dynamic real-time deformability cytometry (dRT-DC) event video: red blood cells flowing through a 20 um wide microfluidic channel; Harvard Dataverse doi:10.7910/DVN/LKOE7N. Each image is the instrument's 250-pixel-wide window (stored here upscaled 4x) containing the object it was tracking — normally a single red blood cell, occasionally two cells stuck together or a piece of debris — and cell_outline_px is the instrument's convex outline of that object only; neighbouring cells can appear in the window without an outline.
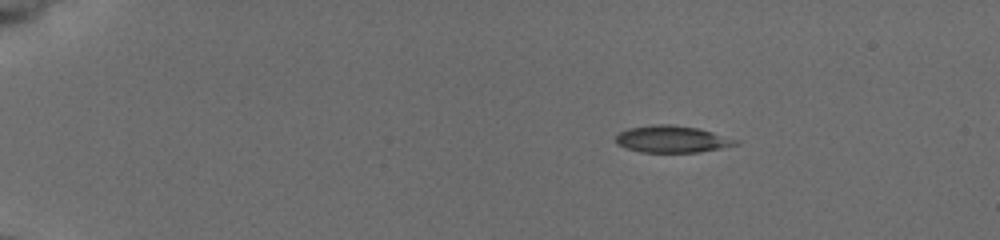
{"species": "common noctule bat (a hibernating species)", "species_latin": "Nyctalus noctula", "temperature_condition": "cold", "stored_images_in_passage": 47, "camera_frame_rate_fps": 3000, "um_per_image_px": 0.085, "animal": {"sex": "female", "body_mass_g": 19.5, "forearm_length_mm": 54.1}, "frame": {"image": 1, "passage_image": 1, "time_ms": 0.0, "image_size_px": [1000, 240], "cell_outline_px": [[740, 144], [720, 148], [696, 152], [640, 152], [616, 144], [616, 136], [620, 132], [628, 128], [656, 124], [672, 124], [696, 128], [712, 132], [740, 140]], "centroid_in_image_um": [57.13, 11.82], "position_along_channel_um": 27.9, "area_um2": 18.67}}
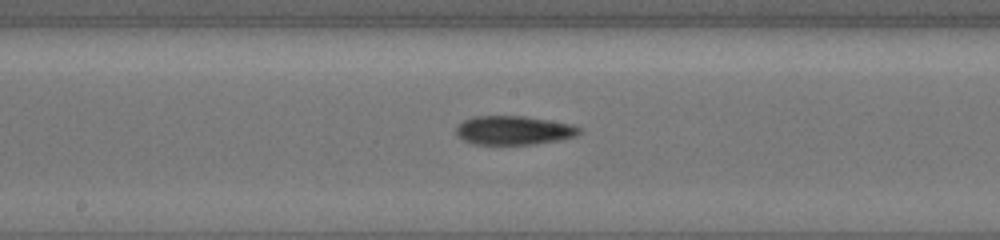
{"frame": {"image": 2, "passage_image": 23, "time_ms": 7.333, "image_size_px": [1000, 240], "cell_outline_px": [[584, 128], [576, 136], [560, 140], [536, 144], [472, 144], [456, 136], [456, 128], [464, 120], [472, 116], [524, 116], [572, 124]], "centroid_in_image_um": [43.69, 11.08], "position_along_channel_um": 204.5, "area_um2": 20.87}}
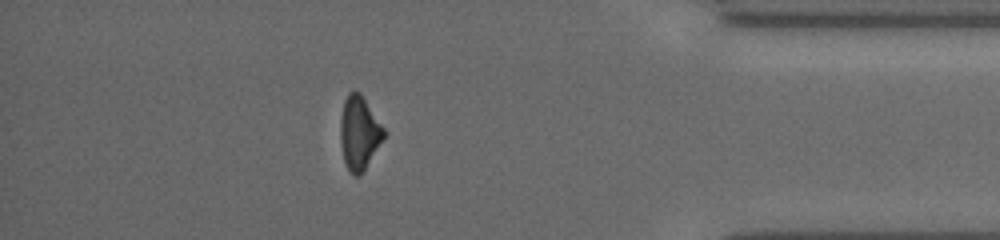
{"frame": {"image": 3, "passage_image": 41, "time_ms": 13.333, "image_size_px": [1000, 240], "cell_outline_px": [[388, 132], [364, 168], [356, 176], [348, 168], [344, 160], [340, 144], [340, 120], [344, 100], [348, 92], [360, 92]], "centroid_in_image_um": [30.54, 11.23], "position_along_channel_um": 404.7, "area_um2": 18.44}, "authors_computed_cell_mechanics": {"area_um2": 19.9988, "velocity_mm_per_s": 3.7892, "shape_relaxation_time_tau1_ms": 5.9497, "shape_relaxation_time_tau2_ms": 9.8862, "deformation_change_tau1": 0.1741, "deformation_change_tau2": 0.2001}}